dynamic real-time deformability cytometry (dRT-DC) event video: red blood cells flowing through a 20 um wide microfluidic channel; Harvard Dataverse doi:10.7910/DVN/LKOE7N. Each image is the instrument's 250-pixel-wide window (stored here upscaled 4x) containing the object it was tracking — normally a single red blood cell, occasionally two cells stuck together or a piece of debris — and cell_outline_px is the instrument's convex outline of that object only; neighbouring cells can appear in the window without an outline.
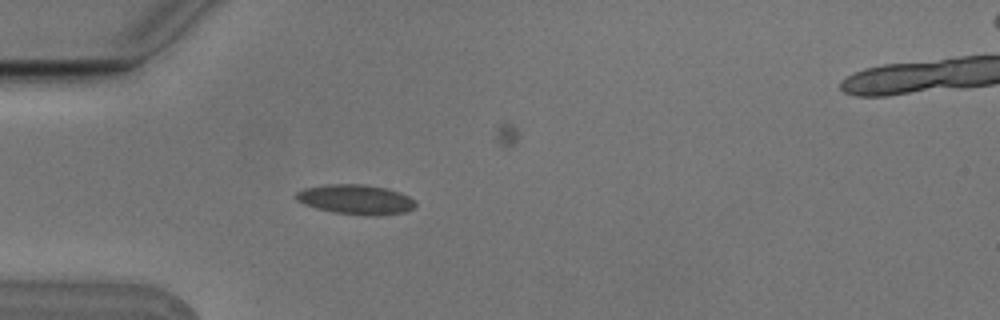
{"species": "Egyptian fruit bat (a non-hibernating species)", "species_latin": "Rousettus aegyptiacus", "temperature_condition": "cold", "stored_images_in_passage": 6, "camera_frame_rate_fps": 3000, "um_per_image_px": 0.085, "animal": {"sex": "male"}, "frame": {"image": 1, "passage_image": 5, "time_ms": 1.333, "image_size_px": [1000, 320], "cell_outline_px": [[416, 204], [412, 208], [404, 212], [380, 216], [376, 216], [332, 212], [316, 208], [304, 204], [296, 200], [296, 192], [304, 188], [328, 184], [364, 184], [384, 188], [400, 192], [408, 196]], "centroid_in_image_um": [30.21, 16.95], "position_along_channel_um": 54.8, "area_um2": 20.58}}